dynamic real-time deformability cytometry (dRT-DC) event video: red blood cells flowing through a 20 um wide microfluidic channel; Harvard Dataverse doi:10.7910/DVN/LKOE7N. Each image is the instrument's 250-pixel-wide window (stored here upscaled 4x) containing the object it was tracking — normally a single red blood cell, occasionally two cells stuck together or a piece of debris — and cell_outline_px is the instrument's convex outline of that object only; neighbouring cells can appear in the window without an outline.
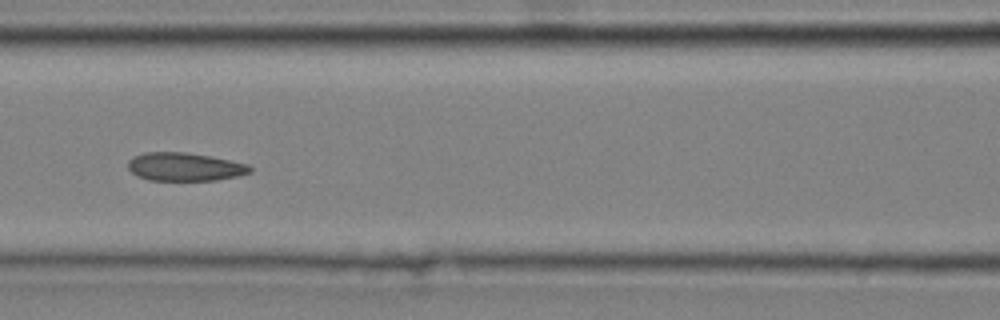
{"species": "common noctule bat (a hibernating species)", "species_latin": "Nyctalus noctula", "temperature_condition": "cold", "stored_images_in_passage": 9, "camera_frame_rate_fps": 3000, "um_per_image_px": 0.085, "animal": {"sex": "male", "body_mass_g": 20.4}, "frame": {"image": 1, "passage_image": 6, "time_ms": 1.667, "image_size_px": [1000, 320], "cell_outline_px": [[252, 172], [236, 176], [216, 180], [148, 180], [136, 176], [128, 168], [128, 160], [132, 156], [144, 152], [184, 152], [212, 156], [248, 164], [252, 168]], "centroid_in_image_um": [15.68, 14.17], "position_along_channel_um": 150.9, "area_um2": 20.23}}
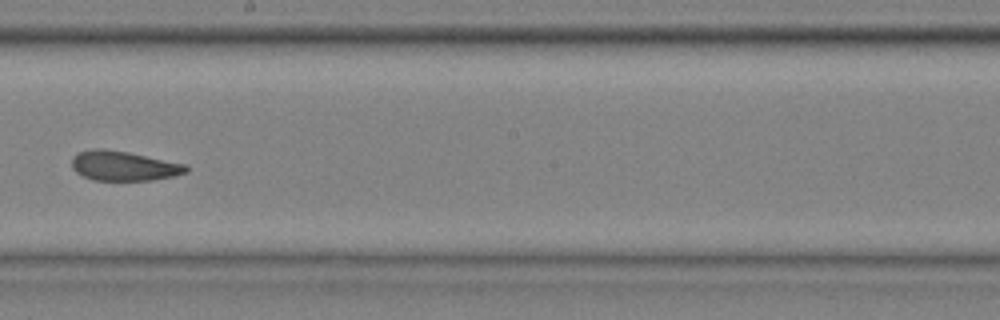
{"frame": {"image": 2, "passage_image": 8, "time_ms": 2.333, "image_size_px": [1000, 320], "cell_outline_px": [[188, 172], [172, 176], [152, 180], [92, 180], [76, 172], [72, 168], [72, 156], [76, 152], [96, 148], [104, 148], [128, 152], [188, 164]], "centroid_in_image_um": [10.51, 14.09], "position_along_channel_um": 237.7, "area_um2": 19.94}}
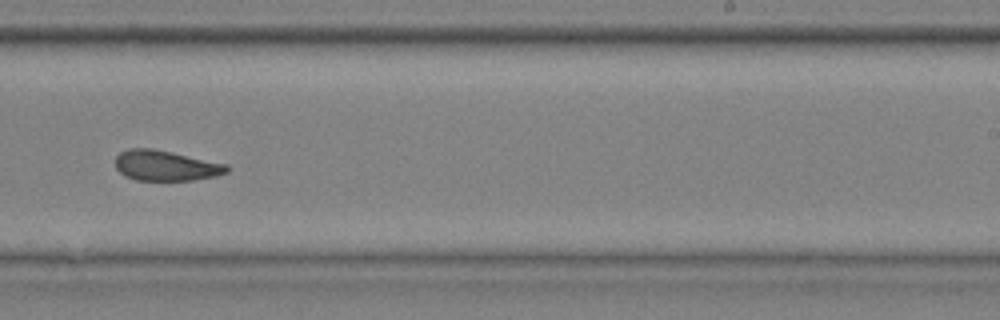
{"frame": {"image": 3, "passage_image": 9, "time_ms": 2.667, "image_size_px": [1000, 320], "cell_outline_px": [[228, 172], [216, 176], [192, 180], [136, 180], [124, 176], [116, 168], [116, 156], [120, 152], [128, 148], [152, 148], [172, 152], [228, 164]], "centroid_in_image_um": [14.08, 14.07], "position_along_channel_um": 274.9, "area_um2": 19.77}}